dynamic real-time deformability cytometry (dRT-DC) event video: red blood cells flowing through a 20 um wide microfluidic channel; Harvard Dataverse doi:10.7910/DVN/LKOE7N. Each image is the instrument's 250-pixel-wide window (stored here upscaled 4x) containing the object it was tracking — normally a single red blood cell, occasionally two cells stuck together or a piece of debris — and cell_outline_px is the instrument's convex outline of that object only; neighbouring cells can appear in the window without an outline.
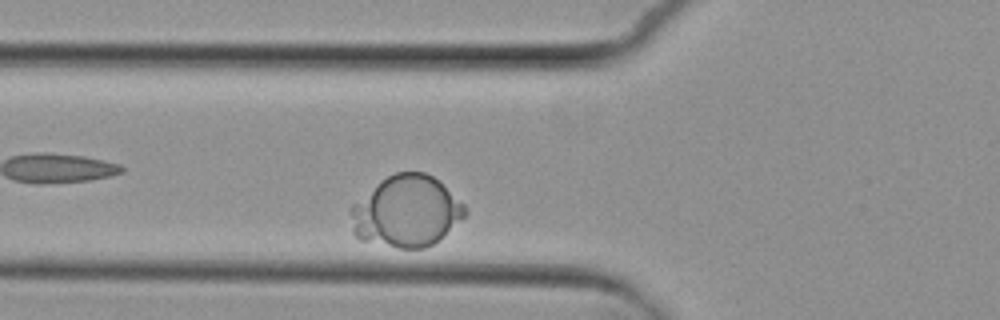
{"species": "common noctule bat (a hibernating species)", "species_latin": "Nyctalus noctula", "temperature_condition": "cold", "stored_images_in_passage": 4, "camera_frame_rate_fps": 3000, "um_per_image_px": 0.085, "animal": {"sex": "female", "body_mass_g": 29.2, "forearm_length_mm": 56.3}, "frame": {"image": 1, "passage_image": 4, "time_ms": 4.0, "image_size_px": [1000, 320], "cell_outline_px": [[468, 212], [464, 216], [432, 244], [424, 248], [400, 248], [360, 240], [352, 232], [348, 212], [352, 204], [388, 176], [396, 172], [424, 172], [432, 176], [464, 204], [468, 208]], "centroid_in_image_um": [34.49, 17.98], "position_along_channel_um": 91.3, "area_um2": 46.93}}